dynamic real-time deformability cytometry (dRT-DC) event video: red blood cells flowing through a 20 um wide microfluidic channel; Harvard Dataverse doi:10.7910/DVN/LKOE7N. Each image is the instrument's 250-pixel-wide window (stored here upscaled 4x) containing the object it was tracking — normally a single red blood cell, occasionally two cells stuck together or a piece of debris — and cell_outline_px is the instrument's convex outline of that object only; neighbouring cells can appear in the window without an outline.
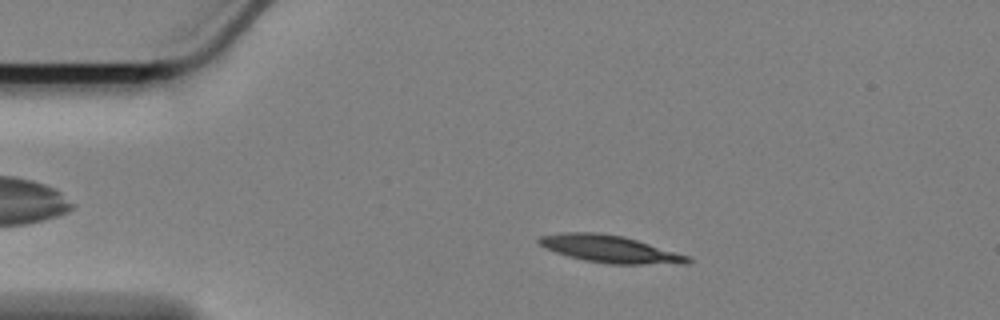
{"species": "Egyptian fruit bat (a non-hibernating species)", "species_latin": "Rousettus aegyptiacus", "temperature_condition": "cold", "stored_images_in_passage": 57, "camera_frame_rate_fps": 3000, "um_per_image_px": 0.085, "animal": {"sex": "female"}, "frame": {"image": 1, "passage_image": 10, "time_ms": 3.0, "image_size_px": [1000, 320], "cell_outline_px": [[692, 264], [608, 264], [584, 260], [568, 256], [544, 248], [536, 240], [540, 236], [564, 232], [596, 232], [620, 236], [636, 240], [692, 256]], "centroid_in_image_um": [51.89, 21.18], "position_along_channel_um": 33.1, "area_um2": 23.76}}
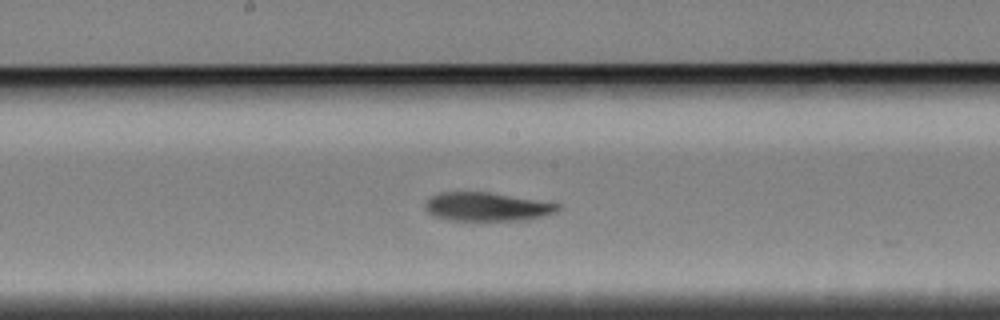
{"frame": {"image": 2, "passage_image": 29, "time_ms": 9.333, "image_size_px": [1000, 320], "cell_outline_px": [[560, 208], [556, 212], [544, 216], [516, 220], [448, 220], [436, 216], [428, 212], [424, 208], [424, 204], [432, 196], [440, 192], [488, 192], [560, 204]], "centroid_in_image_um": [41.36, 17.57], "position_along_channel_um": 206.8, "area_um2": 21.79}}
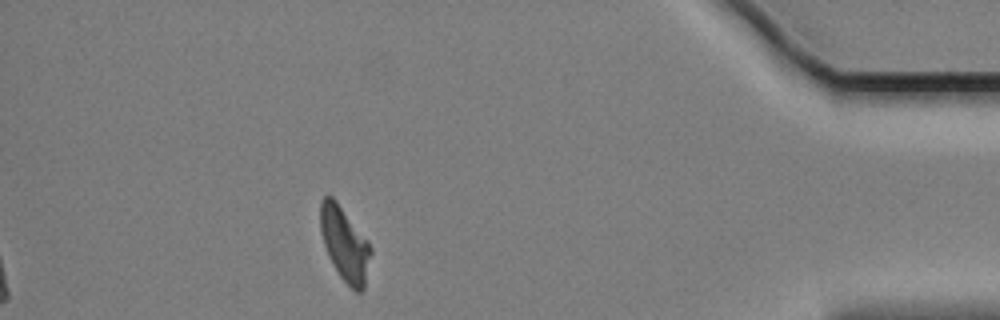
{"frame": {"image": 3, "passage_image": 51, "time_ms": 16.667, "image_size_px": [1000, 320], "cell_outline_px": [[372, 252], [364, 288], [360, 292], [356, 292], [340, 276], [332, 264], [328, 256], [320, 232], [320, 200], [324, 196], [332, 196], [336, 200], [368, 240], [372, 248]], "centroid_in_image_um": [29.3, 20.72], "position_along_channel_um": 405.9, "area_um2": 21.79}, "authors_computed_cell_mechanics": {"area_um2": 22.7154, "velocity_mm_per_s": 3.3784, "shape_relaxation_time_tau1_ms": 10.1771, "shape_relaxation_time_tau2_ms": 8.4132, "deformation_change_tau1": 0.2421, "deformation_change_tau2": 0.1619}}